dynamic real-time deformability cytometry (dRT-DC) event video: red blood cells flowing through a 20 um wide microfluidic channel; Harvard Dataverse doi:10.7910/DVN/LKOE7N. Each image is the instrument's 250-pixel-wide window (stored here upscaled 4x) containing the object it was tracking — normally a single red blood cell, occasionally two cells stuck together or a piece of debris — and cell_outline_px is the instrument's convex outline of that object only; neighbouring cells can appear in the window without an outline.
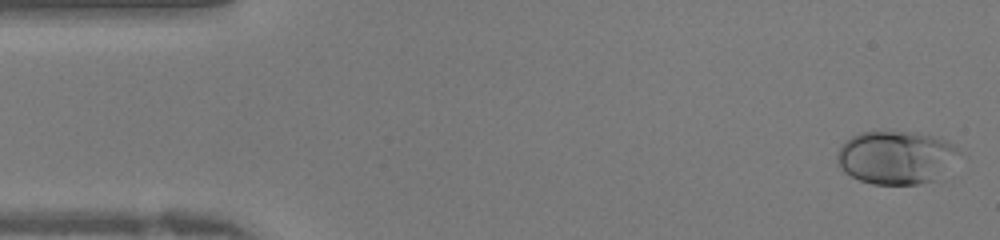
{"species": "human", "species_latin": "Homo sapiens", "temperature_condition": "warm", "stored_images_in_passage": 41, "camera_frame_rate_fps": 3000, "um_per_image_px": 0.085, "donor": {"sex": "female"}, "frame": {"image": 1, "passage_image": 1, "time_ms": 0.0, "image_size_px": [1000, 240], "cell_outline_px": [[960, 152], [932, 180], [916, 184], [872, 184], [860, 180], [844, 172], [836, 164], [836, 156], [844, 140], [860, 132], [916, 132], [940, 136], [956, 144]], "centroid_in_image_um": [76.1, 13.34], "position_along_channel_um": 8.9, "area_um2": 37.57}}
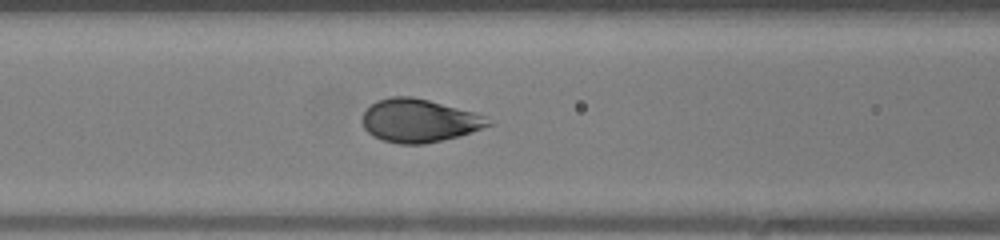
{"frame": {"image": 2, "passage_image": 16, "time_ms": 5.0, "image_size_px": [1000, 240], "cell_outline_px": [[496, 124], [460, 136], [424, 144], [400, 144], [384, 140], [372, 136], [364, 128], [360, 120], [364, 112], [376, 100], [392, 96], [412, 96], [428, 100], [472, 112], [484, 116]], "centroid_in_image_um": [35.61, 10.26], "position_along_channel_um": 131.0, "area_um2": 31.73}}
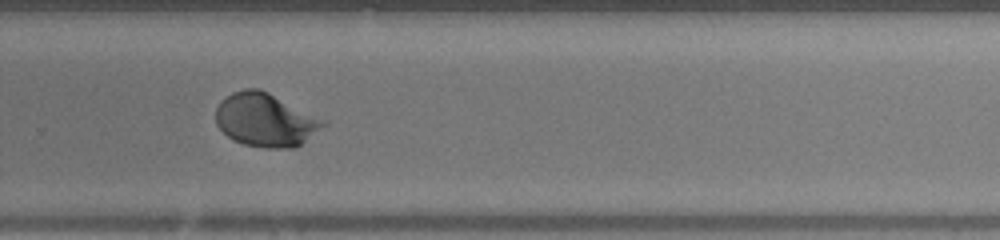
{"frame": {"image": 3, "passage_image": 27, "time_ms": 8.667, "image_size_px": [1000, 240], "cell_outline_px": [[328, 124], [296, 148], [264, 148], [244, 144], [232, 140], [216, 124], [216, 108], [220, 100], [224, 96], [232, 92], [244, 88], [260, 88], [328, 120]], "centroid_in_image_um": [22.59, 10.18], "position_along_channel_um": 307.2, "area_um2": 33.99}}